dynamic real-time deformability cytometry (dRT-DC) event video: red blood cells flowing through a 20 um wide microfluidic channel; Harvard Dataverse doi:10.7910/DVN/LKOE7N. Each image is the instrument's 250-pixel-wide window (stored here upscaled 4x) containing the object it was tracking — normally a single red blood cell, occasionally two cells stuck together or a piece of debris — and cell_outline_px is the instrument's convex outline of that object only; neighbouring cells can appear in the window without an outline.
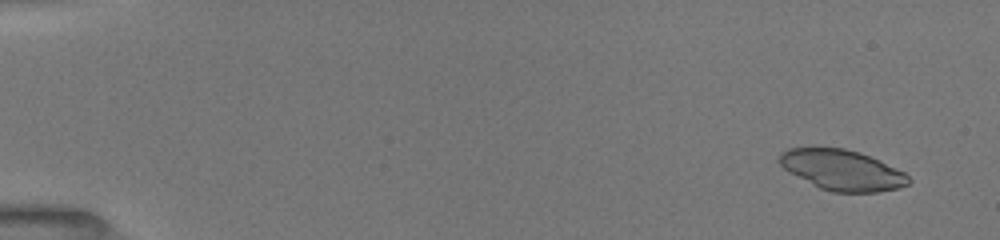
{"species": "common noctule bat (a hibernating species)", "species_latin": "Nyctalus noctula", "temperature_condition": "room temperature", "stored_images_in_passage": 11, "camera_frame_rate_fps": 3000, "um_per_image_px": 0.085, "animal": {"sex": "female", "body_mass_g": 19.5, "forearm_length_mm": 54.1}, "frame": {"image": 1, "passage_image": 2, "time_ms": 0.667, "image_size_px": [1000, 240], "cell_outline_px": [[912, 180], [908, 184], [896, 188], [876, 192], [832, 192], [820, 188], [788, 172], [780, 164], [780, 152], [788, 148], [844, 148], [860, 152], [896, 168], [904, 172]], "centroid_in_image_um": [71.57, 14.45], "position_along_channel_um": 13.4, "area_um2": 30.17}}